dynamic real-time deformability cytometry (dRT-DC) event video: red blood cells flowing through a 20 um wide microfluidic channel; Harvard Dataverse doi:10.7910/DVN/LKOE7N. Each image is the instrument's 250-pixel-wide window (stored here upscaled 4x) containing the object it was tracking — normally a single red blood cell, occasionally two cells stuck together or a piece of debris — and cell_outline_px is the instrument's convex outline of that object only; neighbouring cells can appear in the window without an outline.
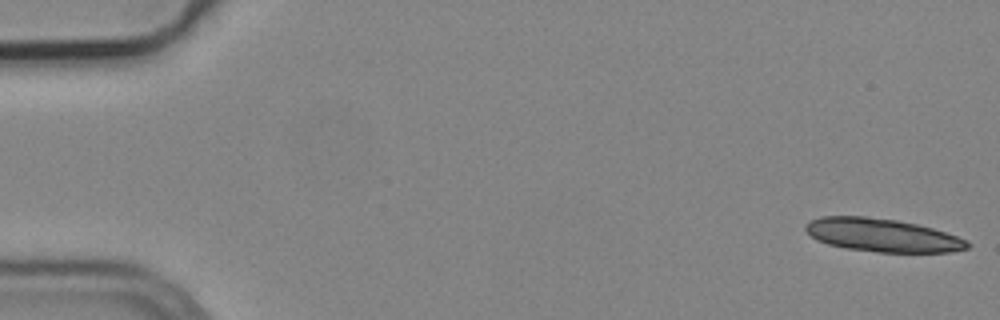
{"species": "common noctule bat (a hibernating species)", "species_latin": "Nyctalus noctula", "temperature_condition": "cold", "stored_images_in_passage": 17, "camera_frame_rate_fps": 3000, "um_per_image_px": 0.085, "animal": {"sex": "male", "body_mass_g": 19.2, "forearm_length_mm": 51.8}, "frame": {"image": 1, "passage_image": 1, "time_ms": 0.0, "image_size_px": [1000, 320], "cell_outline_px": [[972, 244], [968, 248], [952, 252], [876, 252], [844, 248], [828, 244], [816, 240], [804, 228], [804, 224], [820, 216], [868, 216], [896, 220], [916, 224], [932, 228], [968, 240]], "centroid_in_image_um": [74.99, 19.99], "position_along_channel_um": 10.0, "area_um2": 31.39}}